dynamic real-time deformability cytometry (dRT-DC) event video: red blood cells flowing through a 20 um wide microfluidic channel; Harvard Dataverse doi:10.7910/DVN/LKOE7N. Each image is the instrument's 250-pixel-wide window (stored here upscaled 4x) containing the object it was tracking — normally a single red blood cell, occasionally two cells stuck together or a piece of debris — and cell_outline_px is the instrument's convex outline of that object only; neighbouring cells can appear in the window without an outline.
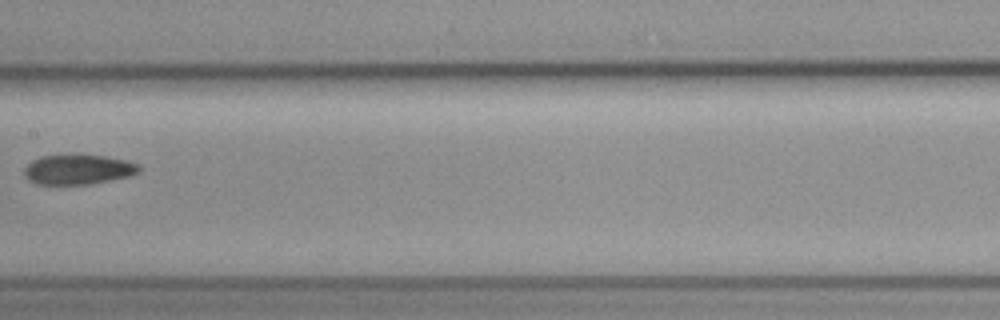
{"species": "common noctule bat (a hibernating species)", "species_latin": "Nyctalus noctula", "temperature_condition": "cold", "stored_images_in_passage": 9, "camera_frame_rate_fps": 3000, "um_per_image_px": 0.085, "animal": {"sex": "female", "body_mass_g": 19.3, "forearm_length_mm": 54.1}, "frame": {"image": 1, "passage_image": 9, "time_ms": 2.667, "image_size_px": [1000, 320], "cell_outline_px": [[140, 172], [132, 176], [88, 184], [36, 184], [28, 180], [24, 176], [24, 168], [32, 160], [40, 156], [72, 152], [76, 152], [104, 156], [124, 160], [140, 164]], "centroid_in_image_um": [6.62, 14.36], "position_along_channel_um": 200.8, "area_um2": 20.75}}